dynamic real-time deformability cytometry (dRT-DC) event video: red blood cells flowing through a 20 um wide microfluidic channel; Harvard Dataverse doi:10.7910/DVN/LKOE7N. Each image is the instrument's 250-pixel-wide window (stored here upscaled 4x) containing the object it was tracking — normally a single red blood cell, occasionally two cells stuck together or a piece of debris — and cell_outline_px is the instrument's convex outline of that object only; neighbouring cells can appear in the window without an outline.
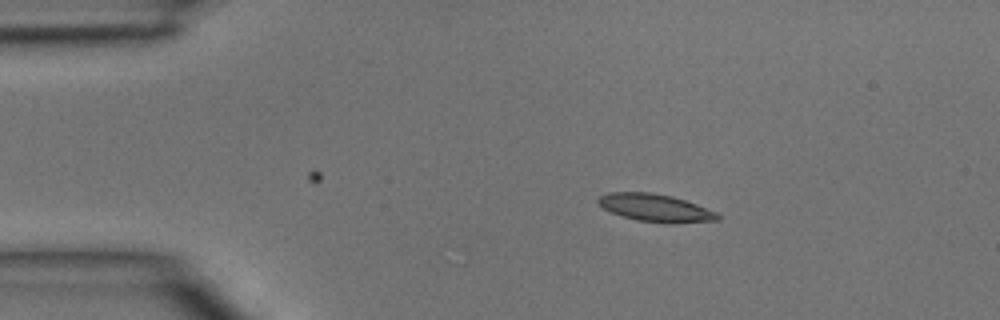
{"species": "common noctule bat (a hibernating species)", "species_latin": "Nyctalus noctula", "temperature_condition": "room temperature", "stored_images_in_passage": 3, "camera_frame_rate_fps": 3000, "um_per_image_px": 0.085, "animal": {"sex": "male", "body_mass_g": 15.6}, "frame": {"image": 1, "passage_image": 1, "time_ms": 0.0, "image_size_px": [1000, 320], "cell_outline_px": [[720, 220], [672, 224], [668, 224], [636, 220], [620, 216], [604, 208], [596, 200], [600, 196], [608, 192], [652, 192], [672, 196], [696, 204], [716, 212], [720, 216]], "centroid_in_image_um": [55.72, 17.68], "position_along_channel_um": 29.3, "area_um2": 19.36}}
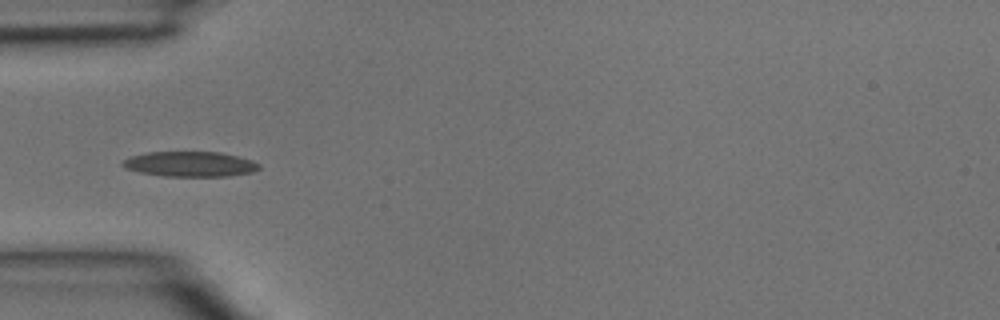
{"frame": {"image": 2, "passage_image": 3, "time_ms": 0.667, "image_size_px": [1000, 320], "cell_outline_px": [[260, 168], [252, 172], [228, 176], [164, 176], [140, 172], [124, 168], [120, 164], [124, 160], [132, 156], [148, 152], [220, 152], [252, 160], [260, 164]], "centroid_in_image_um": [16.15, 13.95], "position_along_channel_um": 68.8, "area_um2": 19.88}}